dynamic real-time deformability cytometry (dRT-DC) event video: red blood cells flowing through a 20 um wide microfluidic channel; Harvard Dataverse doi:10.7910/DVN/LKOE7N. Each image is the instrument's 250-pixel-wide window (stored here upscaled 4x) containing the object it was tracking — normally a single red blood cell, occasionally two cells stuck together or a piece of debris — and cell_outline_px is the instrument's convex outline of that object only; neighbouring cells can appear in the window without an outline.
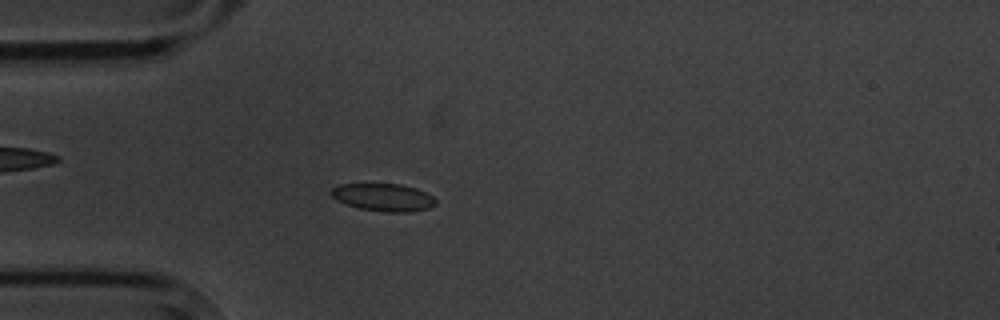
{"species": "common noctule bat (a hibernating species)", "species_latin": "Nyctalus noctula", "temperature_condition": "cold", "stored_images_in_passage": 6, "camera_frame_rate_fps": 3000, "um_per_image_px": 0.085, "animal": {"sex": "male", "body_mass_g": 20.1, "forearm_length_mm": 53.5}, "frame": {"image": 1, "passage_image": 5, "time_ms": 4.667, "image_size_px": [1000, 320], "cell_outline_px": [[436, 204], [428, 208], [408, 212], [388, 212], [360, 208], [336, 200], [328, 192], [332, 188], [340, 184], [400, 184], [416, 188], [432, 196], [436, 200]], "centroid_in_image_um": [32.57, 16.76], "position_along_channel_um": 52.4, "area_um2": 16.65}}